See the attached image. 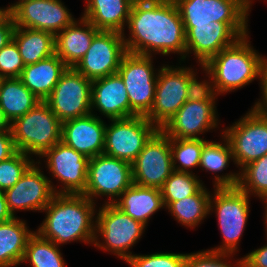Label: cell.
Masks as SVG:
<instances>
[{"mask_svg":"<svg viewBox=\"0 0 267 267\" xmlns=\"http://www.w3.org/2000/svg\"><path fill=\"white\" fill-rule=\"evenodd\" d=\"M94 110L108 120L130 117L128 93L118 73L92 81V114H95Z\"/></svg>","mask_w":267,"mask_h":267,"instance_id":"obj_22","label":"cell"},{"mask_svg":"<svg viewBox=\"0 0 267 267\" xmlns=\"http://www.w3.org/2000/svg\"><path fill=\"white\" fill-rule=\"evenodd\" d=\"M173 172L170 138L159 129L132 163L133 183L160 189Z\"/></svg>","mask_w":267,"mask_h":267,"instance_id":"obj_16","label":"cell"},{"mask_svg":"<svg viewBox=\"0 0 267 267\" xmlns=\"http://www.w3.org/2000/svg\"><path fill=\"white\" fill-rule=\"evenodd\" d=\"M41 100L19 78H1L0 108L10 122L26 114Z\"/></svg>","mask_w":267,"mask_h":267,"instance_id":"obj_30","label":"cell"},{"mask_svg":"<svg viewBox=\"0 0 267 267\" xmlns=\"http://www.w3.org/2000/svg\"><path fill=\"white\" fill-rule=\"evenodd\" d=\"M238 187L249 196L267 200V154L239 171Z\"/></svg>","mask_w":267,"mask_h":267,"instance_id":"obj_34","label":"cell"},{"mask_svg":"<svg viewBox=\"0 0 267 267\" xmlns=\"http://www.w3.org/2000/svg\"><path fill=\"white\" fill-rule=\"evenodd\" d=\"M12 40L16 43L25 66L55 54V35L48 31L15 26Z\"/></svg>","mask_w":267,"mask_h":267,"instance_id":"obj_29","label":"cell"},{"mask_svg":"<svg viewBox=\"0 0 267 267\" xmlns=\"http://www.w3.org/2000/svg\"><path fill=\"white\" fill-rule=\"evenodd\" d=\"M153 59V56L127 52L118 68L117 73L128 93L130 117L146 116L153 106L157 74L160 70L154 68Z\"/></svg>","mask_w":267,"mask_h":267,"instance_id":"obj_7","label":"cell"},{"mask_svg":"<svg viewBox=\"0 0 267 267\" xmlns=\"http://www.w3.org/2000/svg\"><path fill=\"white\" fill-rule=\"evenodd\" d=\"M206 73L208 79L198 80L197 69L188 79L187 83V100L190 101H216L218 95L215 91L213 80L210 72L204 67L200 66Z\"/></svg>","mask_w":267,"mask_h":267,"instance_id":"obj_39","label":"cell"},{"mask_svg":"<svg viewBox=\"0 0 267 267\" xmlns=\"http://www.w3.org/2000/svg\"><path fill=\"white\" fill-rule=\"evenodd\" d=\"M97 212L94 247L114 254L126 262L133 255L130 249L142 238L146 226L114 204L104 203Z\"/></svg>","mask_w":267,"mask_h":267,"instance_id":"obj_6","label":"cell"},{"mask_svg":"<svg viewBox=\"0 0 267 267\" xmlns=\"http://www.w3.org/2000/svg\"><path fill=\"white\" fill-rule=\"evenodd\" d=\"M263 202H264V204H265V207H264V209H265V212H264V214H265V215H264V216H265V217H264V219H265V220H264V224H265V233H266V236H265V237H266V239H267V200H264Z\"/></svg>","mask_w":267,"mask_h":267,"instance_id":"obj_48","label":"cell"},{"mask_svg":"<svg viewBox=\"0 0 267 267\" xmlns=\"http://www.w3.org/2000/svg\"><path fill=\"white\" fill-rule=\"evenodd\" d=\"M134 0H87L81 17L99 31L124 33Z\"/></svg>","mask_w":267,"mask_h":267,"instance_id":"obj_24","label":"cell"},{"mask_svg":"<svg viewBox=\"0 0 267 267\" xmlns=\"http://www.w3.org/2000/svg\"><path fill=\"white\" fill-rule=\"evenodd\" d=\"M11 131H0V162L16 152Z\"/></svg>","mask_w":267,"mask_h":267,"instance_id":"obj_44","label":"cell"},{"mask_svg":"<svg viewBox=\"0 0 267 267\" xmlns=\"http://www.w3.org/2000/svg\"><path fill=\"white\" fill-rule=\"evenodd\" d=\"M24 67L19 49L13 40L0 49V78H19Z\"/></svg>","mask_w":267,"mask_h":267,"instance_id":"obj_40","label":"cell"},{"mask_svg":"<svg viewBox=\"0 0 267 267\" xmlns=\"http://www.w3.org/2000/svg\"><path fill=\"white\" fill-rule=\"evenodd\" d=\"M192 67L162 65L157 74L155 98L150 112L145 116L161 129L187 101V83L194 73Z\"/></svg>","mask_w":267,"mask_h":267,"instance_id":"obj_11","label":"cell"},{"mask_svg":"<svg viewBox=\"0 0 267 267\" xmlns=\"http://www.w3.org/2000/svg\"><path fill=\"white\" fill-rule=\"evenodd\" d=\"M67 66L53 54L34 64L26 65L19 79L41 101H45L58 83Z\"/></svg>","mask_w":267,"mask_h":267,"instance_id":"obj_26","label":"cell"},{"mask_svg":"<svg viewBox=\"0 0 267 267\" xmlns=\"http://www.w3.org/2000/svg\"><path fill=\"white\" fill-rule=\"evenodd\" d=\"M15 29L14 19L9 11L0 16V49L6 46L13 37Z\"/></svg>","mask_w":267,"mask_h":267,"instance_id":"obj_41","label":"cell"},{"mask_svg":"<svg viewBox=\"0 0 267 267\" xmlns=\"http://www.w3.org/2000/svg\"><path fill=\"white\" fill-rule=\"evenodd\" d=\"M260 90L262 96L251 107L254 111L267 117V62L263 65L260 73Z\"/></svg>","mask_w":267,"mask_h":267,"instance_id":"obj_43","label":"cell"},{"mask_svg":"<svg viewBox=\"0 0 267 267\" xmlns=\"http://www.w3.org/2000/svg\"><path fill=\"white\" fill-rule=\"evenodd\" d=\"M126 53L122 33L100 31L74 68L91 81L100 79L117 73Z\"/></svg>","mask_w":267,"mask_h":267,"instance_id":"obj_18","label":"cell"},{"mask_svg":"<svg viewBox=\"0 0 267 267\" xmlns=\"http://www.w3.org/2000/svg\"><path fill=\"white\" fill-rule=\"evenodd\" d=\"M114 205L146 227L153 214L165 208L159 188L134 183L121 194Z\"/></svg>","mask_w":267,"mask_h":267,"instance_id":"obj_25","label":"cell"},{"mask_svg":"<svg viewBox=\"0 0 267 267\" xmlns=\"http://www.w3.org/2000/svg\"><path fill=\"white\" fill-rule=\"evenodd\" d=\"M210 214L216 213L222 244L208 250L236 254L250 211V196L237 187L213 188Z\"/></svg>","mask_w":267,"mask_h":267,"instance_id":"obj_5","label":"cell"},{"mask_svg":"<svg viewBox=\"0 0 267 267\" xmlns=\"http://www.w3.org/2000/svg\"><path fill=\"white\" fill-rule=\"evenodd\" d=\"M96 203L83 194H55L42 211L45 218L36 232L56 245L72 241L94 244Z\"/></svg>","mask_w":267,"mask_h":267,"instance_id":"obj_2","label":"cell"},{"mask_svg":"<svg viewBox=\"0 0 267 267\" xmlns=\"http://www.w3.org/2000/svg\"><path fill=\"white\" fill-rule=\"evenodd\" d=\"M187 253L158 252L153 254H133L126 263L130 267H185Z\"/></svg>","mask_w":267,"mask_h":267,"instance_id":"obj_37","label":"cell"},{"mask_svg":"<svg viewBox=\"0 0 267 267\" xmlns=\"http://www.w3.org/2000/svg\"><path fill=\"white\" fill-rule=\"evenodd\" d=\"M106 123L105 145L103 154L134 162L145 144L159 130L145 116L111 119Z\"/></svg>","mask_w":267,"mask_h":267,"instance_id":"obj_8","label":"cell"},{"mask_svg":"<svg viewBox=\"0 0 267 267\" xmlns=\"http://www.w3.org/2000/svg\"><path fill=\"white\" fill-rule=\"evenodd\" d=\"M220 134L223 140L221 143L220 141L208 140L203 145L199 167L206 172L215 174V176H213L214 188L237 187L239 183V171H237V173L230 171L229 173H225V175L223 173L222 175L219 174L229 167L231 161L234 163L231 145L222 132Z\"/></svg>","mask_w":267,"mask_h":267,"instance_id":"obj_27","label":"cell"},{"mask_svg":"<svg viewBox=\"0 0 267 267\" xmlns=\"http://www.w3.org/2000/svg\"><path fill=\"white\" fill-rule=\"evenodd\" d=\"M203 185L195 174L174 171L160 188L165 208L171 202L194 195Z\"/></svg>","mask_w":267,"mask_h":267,"instance_id":"obj_35","label":"cell"},{"mask_svg":"<svg viewBox=\"0 0 267 267\" xmlns=\"http://www.w3.org/2000/svg\"><path fill=\"white\" fill-rule=\"evenodd\" d=\"M4 12H5V8H4V7H3V8L1 7V8H0V16H1Z\"/></svg>","mask_w":267,"mask_h":267,"instance_id":"obj_49","label":"cell"},{"mask_svg":"<svg viewBox=\"0 0 267 267\" xmlns=\"http://www.w3.org/2000/svg\"><path fill=\"white\" fill-rule=\"evenodd\" d=\"M126 27L127 52L148 56L177 53L179 63L186 60V32L173 0H134Z\"/></svg>","mask_w":267,"mask_h":267,"instance_id":"obj_1","label":"cell"},{"mask_svg":"<svg viewBox=\"0 0 267 267\" xmlns=\"http://www.w3.org/2000/svg\"><path fill=\"white\" fill-rule=\"evenodd\" d=\"M12 218H14V216L8 208L5 193L0 190V223L7 222Z\"/></svg>","mask_w":267,"mask_h":267,"instance_id":"obj_45","label":"cell"},{"mask_svg":"<svg viewBox=\"0 0 267 267\" xmlns=\"http://www.w3.org/2000/svg\"><path fill=\"white\" fill-rule=\"evenodd\" d=\"M216 101L187 100L161 130L175 139H204L203 135L220 124Z\"/></svg>","mask_w":267,"mask_h":267,"instance_id":"obj_19","label":"cell"},{"mask_svg":"<svg viewBox=\"0 0 267 267\" xmlns=\"http://www.w3.org/2000/svg\"><path fill=\"white\" fill-rule=\"evenodd\" d=\"M91 91L92 81L74 67H67L45 102L64 122L91 114Z\"/></svg>","mask_w":267,"mask_h":267,"instance_id":"obj_12","label":"cell"},{"mask_svg":"<svg viewBox=\"0 0 267 267\" xmlns=\"http://www.w3.org/2000/svg\"><path fill=\"white\" fill-rule=\"evenodd\" d=\"M247 36L222 49L204 67L210 72L217 95L234 92L260 79L267 57L259 54Z\"/></svg>","mask_w":267,"mask_h":267,"instance_id":"obj_3","label":"cell"},{"mask_svg":"<svg viewBox=\"0 0 267 267\" xmlns=\"http://www.w3.org/2000/svg\"><path fill=\"white\" fill-rule=\"evenodd\" d=\"M40 158L46 160L44 163L46 162L45 168L49 171V175L61 183L57 194H83L85 192L88 157L60 141L46 150L38 161Z\"/></svg>","mask_w":267,"mask_h":267,"instance_id":"obj_14","label":"cell"},{"mask_svg":"<svg viewBox=\"0 0 267 267\" xmlns=\"http://www.w3.org/2000/svg\"><path fill=\"white\" fill-rule=\"evenodd\" d=\"M184 27L209 25L210 22L248 23L253 4L248 0H173Z\"/></svg>","mask_w":267,"mask_h":267,"instance_id":"obj_15","label":"cell"},{"mask_svg":"<svg viewBox=\"0 0 267 267\" xmlns=\"http://www.w3.org/2000/svg\"><path fill=\"white\" fill-rule=\"evenodd\" d=\"M222 134L229 141L239 171L267 154V117L252 108Z\"/></svg>","mask_w":267,"mask_h":267,"instance_id":"obj_10","label":"cell"},{"mask_svg":"<svg viewBox=\"0 0 267 267\" xmlns=\"http://www.w3.org/2000/svg\"><path fill=\"white\" fill-rule=\"evenodd\" d=\"M11 122L3 113V110L0 108V131H10Z\"/></svg>","mask_w":267,"mask_h":267,"instance_id":"obj_46","label":"cell"},{"mask_svg":"<svg viewBox=\"0 0 267 267\" xmlns=\"http://www.w3.org/2000/svg\"><path fill=\"white\" fill-rule=\"evenodd\" d=\"M61 0H26L11 14L16 27L48 31L56 35L76 19Z\"/></svg>","mask_w":267,"mask_h":267,"instance_id":"obj_20","label":"cell"},{"mask_svg":"<svg viewBox=\"0 0 267 267\" xmlns=\"http://www.w3.org/2000/svg\"><path fill=\"white\" fill-rule=\"evenodd\" d=\"M203 185L194 195L171 202L165 209L186 228H194L210 215V198L212 193Z\"/></svg>","mask_w":267,"mask_h":267,"instance_id":"obj_31","label":"cell"},{"mask_svg":"<svg viewBox=\"0 0 267 267\" xmlns=\"http://www.w3.org/2000/svg\"><path fill=\"white\" fill-rule=\"evenodd\" d=\"M132 184V164L99 154L89 159L87 185L83 195L94 203L97 198L106 196L105 203L114 204Z\"/></svg>","mask_w":267,"mask_h":267,"instance_id":"obj_9","label":"cell"},{"mask_svg":"<svg viewBox=\"0 0 267 267\" xmlns=\"http://www.w3.org/2000/svg\"><path fill=\"white\" fill-rule=\"evenodd\" d=\"M101 118L96 112L62 122L61 141L89 159L103 154L106 122Z\"/></svg>","mask_w":267,"mask_h":267,"instance_id":"obj_21","label":"cell"},{"mask_svg":"<svg viewBox=\"0 0 267 267\" xmlns=\"http://www.w3.org/2000/svg\"><path fill=\"white\" fill-rule=\"evenodd\" d=\"M40 164V161H35L13 187L4 191L8 208L14 217L16 211L20 210L42 212L57 194V186L44 175Z\"/></svg>","mask_w":267,"mask_h":267,"instance_id":"obj_17","label":"cell"},{"mask_svg":"<svg viewBox=\"0 0 267 267\" xmlns=\"http://www.w3.org/2000/svg\"><path fill=\"white\" fill-rule=\"evenodd\" d=\"M243 267H267V244L242 257Z\"/></svg>","mask_w":267,"mask_h":267,"instance_id":"obj_42","label":"cell"},{"mask_svg":"<svg viewBox=\"0 0 267 267\" xmlns=\"http://www.w3.org/2000/svg\"><path fill=\"white\" fill-rule=\"evenodd\" d=\"M205 139L170 138L173 169L176 172L195 174L191 169L199 167Z\"/></svg>","mask_w":267,"mask_h":267,"instance_id":"obj_33","label":"cell"},{"mask_svg":"<svg viewBox=\"0 0 267 267\" xmlns=\"http://www.w3.org/2000/svg\"><path fill=\"white\" fill-rule=\"evenodd\" d=\"M186 58L194 54L196 62L204 66L222 49L232 46L249 34L248 23L210 22L209 25L184 27Z\"/></svg>","mask_w":267,"mask_h":267,"instance_id":"obj_13","label":"cell"},{"mask_svg":"<svg viewBox=\"0 0 267 267\" xmlns=\"http://www.w3.org/2000/svg\"><path fill=\"white\" fill-rule=\"evenodd\" d=\"M35 160L21 152L16 151L8 159L0 162V190L5 191L13 187Z\"/></svg>","mask_w":267,"mask_h":267,"instance_id":"obj_36","label":"cell"},{"mask_svg":"<svg viewBox=\"0 0 267 267\" xmlns=\"http://www.w3.org/2000/svg\"><path fill=\"white\" fill-rule=\"evenodd\" d=\"M23 1H26V0H18L15 3L9 4V6L4 7L5 8V11L11 12L19 3L23 2Z\"/></svg>","mask_w":267,"mask_h":267,"instance_id":"obj_47","label":"cell"},{"mask_svg":"<svg viewBox=\"0 0 267 267\" xmlns=\"http://www.w3.org/2000/svg\"><path fill=\"white\" fill-rule=\"evenodd\" d=\"M99 32L88 20L80 17L55 35V54L67 67H75Z\"/></svg>","mask_w":267,"mask_h":267,"instance_id":"obj_23","label":"cell"},{"mask_svg":"<svg viewBox=\"0 0 267 267\" xmlns=\"http://www.w3.org/2000/svg\"><path fill=\"white\" fill-rule=\"evenodd\" d=\"M234 255L236 254L214 252L208 249L191 252L186 256L185 267H243L242 257L233 263L229 261Z\"/></svg>","mask_w":267,"mask_h":267,"instance_id":"obj_38","label":"cell"},{"mask_svg":"<svg viewBox=\"0 0 267 267\" xmlns=\"http://www.w3.org/2000/svg\"><path fill=\"white\" fill-rule=\"evenodd\" d=\"M11 134L17 151L40 157L61 141L62 122L45 101L11 122Z\"/></svg>","mask_w":267,"mask_h":267,"instance_id":"obj_4","label":"cell"},{"mask_svg":"<svg viewBox=\"0 0 267 267\" xmlns=\"http://www.w3.org/2000/svg\"><path fill=\"white\" fill-rule=\"evenodd\" d=\"M59 248L35 231L28 239L21 263H30L31 267H66Z\"/></svg>","mask_w":267,"mask_h":267,"instance_id":"obj_32","label":"cell"},{"mask_svg":"<svg viewBox=\"0 0 267 267\" xmlns=\"http://www.w3.org/2000/svg\"><path fill=\"white\" fill-rule=\"evenodd\" d=\"M34 232L17 216L0 223V267L21 265L28 239Z\"/></svg>","mask_w":267,"mask_h":267,"instance_id":"obj_28","label":"cell"}]
</instances>
